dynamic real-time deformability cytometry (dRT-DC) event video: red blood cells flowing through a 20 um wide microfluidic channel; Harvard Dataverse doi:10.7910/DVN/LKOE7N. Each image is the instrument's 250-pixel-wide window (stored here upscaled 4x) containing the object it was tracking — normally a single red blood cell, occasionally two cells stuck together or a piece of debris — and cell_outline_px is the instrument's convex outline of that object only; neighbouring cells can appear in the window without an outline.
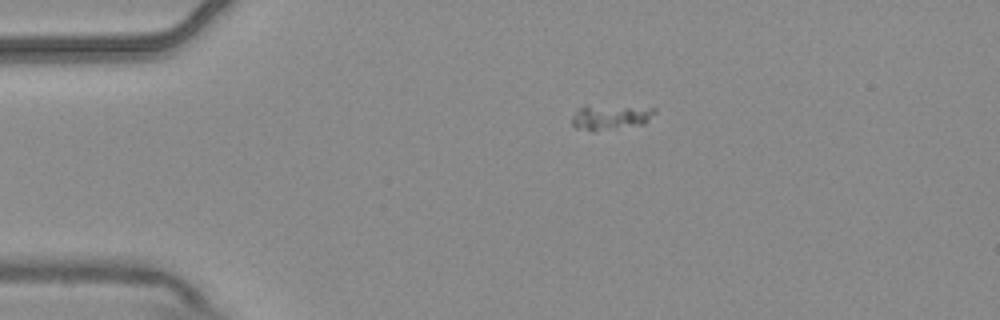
{"species": "common noctule bat (a hibernating species)", "species_latin": "Nyctalus noctula", "temperature_condition": "warm", "stored_images_in_passage": 6, "camera_frame_rate_fps": 3000, "um_per_image_px": 0.085, "animal": {"sex": "male", "body_mass_g": 20.4}, "frame": {"image": 1, "passage_image": 6, "time_ms": 1.667, "image_size_px": [1000, 320], "cell_outline_px": [[656, 112], [644, 124], [592, 132], [576, 128], [572, 124], [572, 116], [576, 108], [588, 104], [656, 108]], "centroid_in_image_um": [51.83, 9.94], "position_along_channel_um": 33.2, "area_um2": 12.48}}